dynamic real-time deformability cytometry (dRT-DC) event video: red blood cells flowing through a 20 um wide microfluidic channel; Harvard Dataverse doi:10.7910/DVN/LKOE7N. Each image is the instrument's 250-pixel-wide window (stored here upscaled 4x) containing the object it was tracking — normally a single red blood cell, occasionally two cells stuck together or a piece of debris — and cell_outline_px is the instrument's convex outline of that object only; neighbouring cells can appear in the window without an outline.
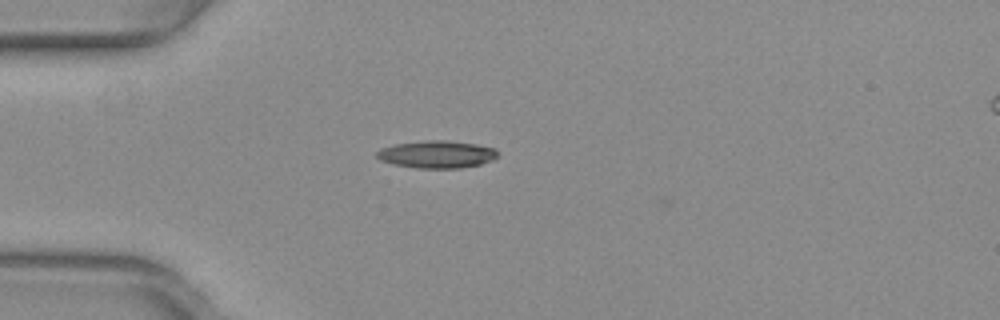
{"species": "common noctule bat (a hibernating species)", "species_latin": "Nyctalus noctula", "temperature_condition": "warm", "stored_images_in_passage": 38, "camera_frame_rate_fps": 3000, "um_per_image_px": 0.085, "animal": {"sex": "female", "body_mass_g": 29.2, "forearm_length_mm": 56.3}, "frame": {"image": 1, "passage_image": 1, "time_ms": 0.0, "image_size_px": [1000, 320], "cell_outline_px": [[500, 152], [492, 160], [480, 164], [460, 168], [416, 168], [392, 164], [380, 160], [376, 156], [376, 152], [380, 148], [392, 144], [428, 140], [444, 140], [476, 144], [496, 148]], "centroid_in_image_um": [37.11, 13.11], "position_along_channel_um": 47.9, "area_um2": 19.48}}
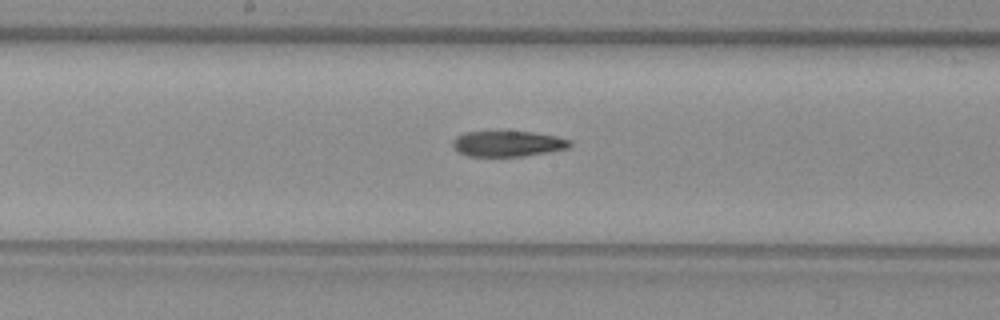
{"frame": {"image": 2, "passage_image": 14, "time_ms": 4.333, "image_size_px": [1000, 320], "cell_outline_px": [[572, 144], [568, 148], [548, 152], [524, 156], [468, 156], [456, 152], [452, 148], [452, 140], [456, 136], [464, 132], [532, 132], [556, 136], [572, 140]], "centroid_in_image_um": [43.13, 12.22], "position_along_channel_um": 205.1, "area_um2": 17.63}}
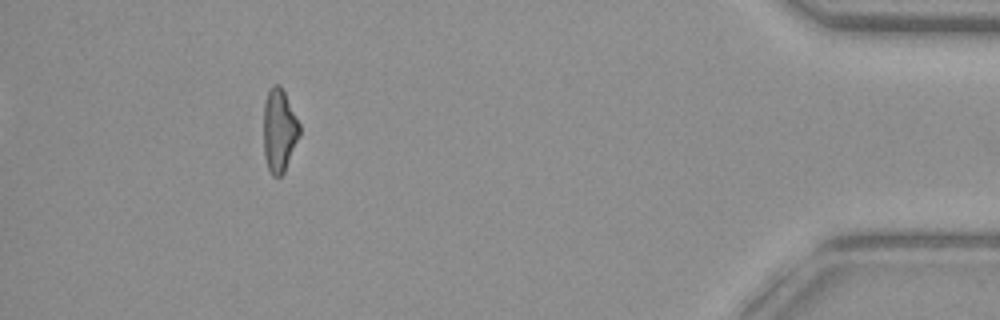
{"frame": {"image": 3, "passage_image": 34, "time_ms": 11.0, "image_size_px": [1000, 320], "cell_outline_px": [[300, 136], [284, 172], [280, 176], [272, 176], [268, 168], [264, 156], [264, 104], [268, 92], [272, 84], [280, 84], [300, 124]], "centroid_in_image_um": [23.74, 11.09], "position_along_channel_um": 411.5, "area_um2": 17.4}}